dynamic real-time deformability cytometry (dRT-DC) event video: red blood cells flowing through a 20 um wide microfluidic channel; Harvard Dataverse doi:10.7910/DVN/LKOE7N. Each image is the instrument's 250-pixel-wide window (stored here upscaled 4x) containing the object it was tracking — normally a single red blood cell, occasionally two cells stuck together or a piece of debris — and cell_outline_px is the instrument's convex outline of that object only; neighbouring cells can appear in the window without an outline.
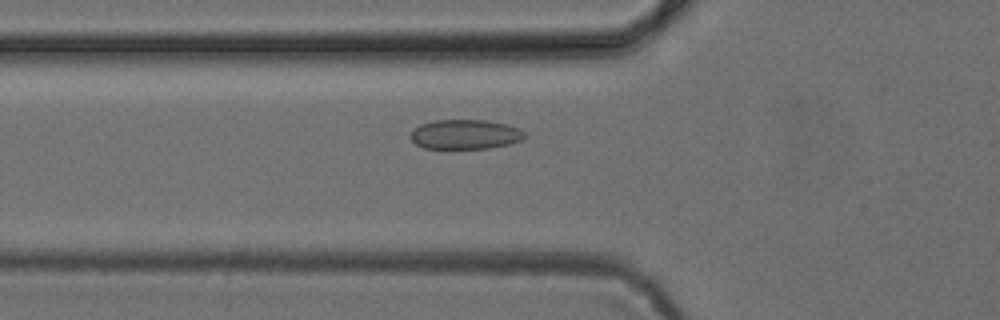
{"species": "common noctule bat (a hibernating species)", "species_latin": "Nyctalus noctula", "temperature_condition": "cold", "stored_images_in_passage": 39, "camera_frame_rate_fps": 3000, "um_per_image_px": 0.085, "animal": {"sex": "female", "body_mass_g": 24.6, "forearm_length_mm": 56.2}, "frame": {"image": 1, "passage_image": 5, "time_ms": 1.333, "image_size_px": [1000, 320], "cell_outline_px": [[528, 136], [524, 140], [508, 144], [488, 148], [424, 148], [416, 144], [408, 136], [412, 128], [420, 124], [436, 120], [484, 120], [508, 124], [520, 128]], "centroid_in_image_um": [39.55, 11.41], "position_along_channel_um": 86.3, "area_um2": 19.94}}
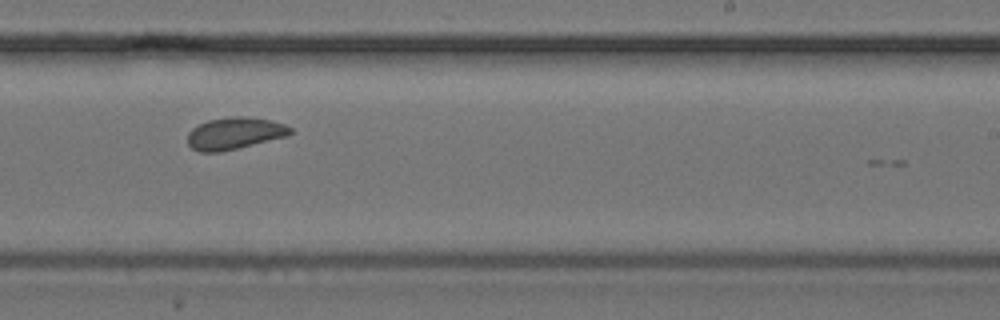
{"frame": {"image": 2, "passage_image": 19, "time_ms": 6.0, "image_size_px": [1000, 320], "cell_outline_px": [[292, 132], [288, 136], [220, 152], [200, 152], [192, 148], [188, 144], [188, 132], [192, 128], [208, 120], [232, 116], [244, 116], [268, 120], [284, 124], [292, 128]], "centroid_in_image_um": [19.93, 11.33], "position_along_channel_um": 269.1, "area_um2": 19.02}}
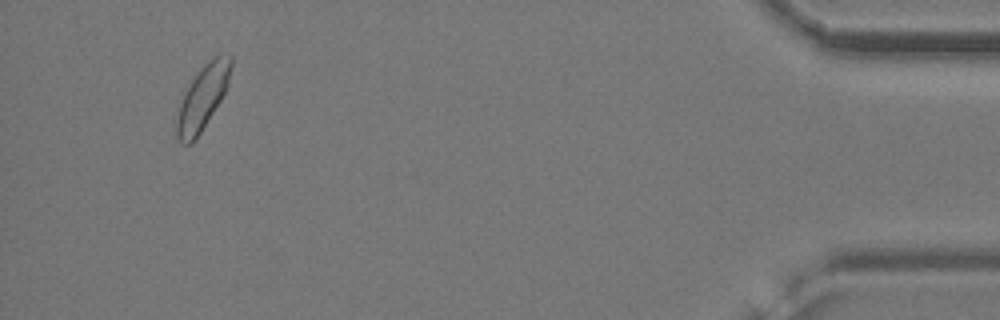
{"frame": {"image": 3, "passage_image": 36, "time_ms": 11.667, "image_size_px": [1000, 320], "cell_outline_px": [[232, 64], [228, 84], [220, 100], [200, 132], [192, 144], [180, 144], [176, 136], [176, 120], [180, 104], [184, 92], [200, 68], [204, 64], [220, 52], [228, 52], [232, 56]], "centroid_in_image_um": [17.23, 8.25], "position_along_channel_um": 418.0, "area_um2": 20.23}, "authors_computed_cell_mechanics": {"area_um2": 19.3052, "velocity_mm_per_s": 3.914, "shape_relaxation_time_tau1_ms": null, "shape_relaxation_time_tau2_ms": 1.5379, "deformation_change_tau1": null, "deformation_change_tau2": 0.0557}}